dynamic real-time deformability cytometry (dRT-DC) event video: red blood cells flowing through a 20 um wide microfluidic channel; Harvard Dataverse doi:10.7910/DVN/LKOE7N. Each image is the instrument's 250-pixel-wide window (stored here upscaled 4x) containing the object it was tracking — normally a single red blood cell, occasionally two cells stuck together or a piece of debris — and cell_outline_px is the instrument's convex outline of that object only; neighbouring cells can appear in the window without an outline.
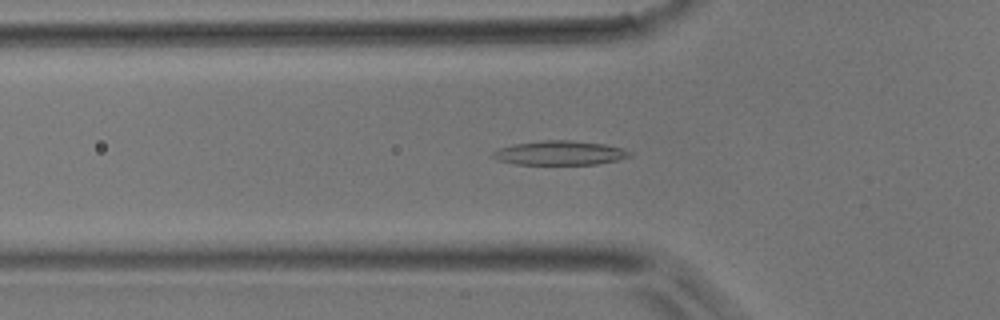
{"species": "common noctule bat (a hibernating species)", "species_latin": "Nyctalus noctula", "temperature_condition": "room temperature", "stored_images_in_passage": 43, "camera_frame_rate_fps": 3000, "um_per_image_px": 0.085, "animal": {"sex": "male", "body_mass_g": 17.9}, "frame": {"image": 1, "passage_image": 16, "time_ms": 5.0, "image_size_px": [1000, 320], "cell_outline_px": [[632, 156], [616, 160], [596, 164], [516, 164], [500, 160], [492, 156], [492, 152], [500, 148], [512, 144], [544, 140], [572, 140], [604, 144], [624, 148], [632, 152]], "centroid_in_image_um": [47.62, 12.99], "position_along_channel_um": 78.2, "area_um2": 19.25}}
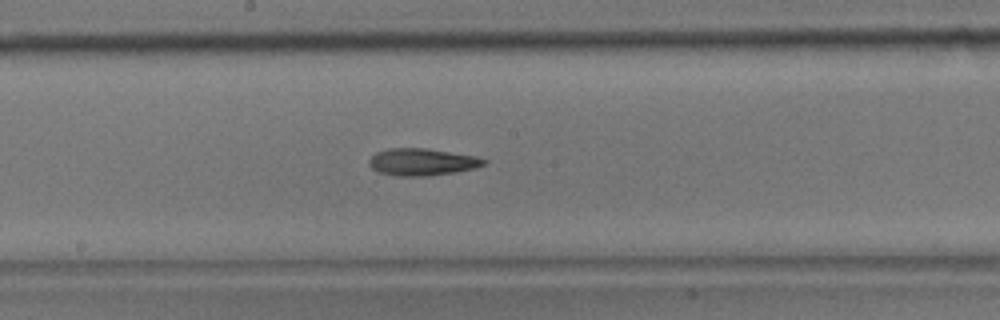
{"frame": {"image": 2, "passage_image": 26, "time_ms": 8.333, "image_size_px": [1000, 320], "cell_outline_px": [[488, 160], [484, 164], [476, 168], [456, 172], [428, 176], [396, 176], [380, 172], [372, 168], [368, 164], [368, 160], [376, 152], [388, 148], [428, 148], [476, 156]], "centroid_in_image_um": [35.88, 13.76], "position_along_channel_um": 212.3, "area_um2": 18.26}}
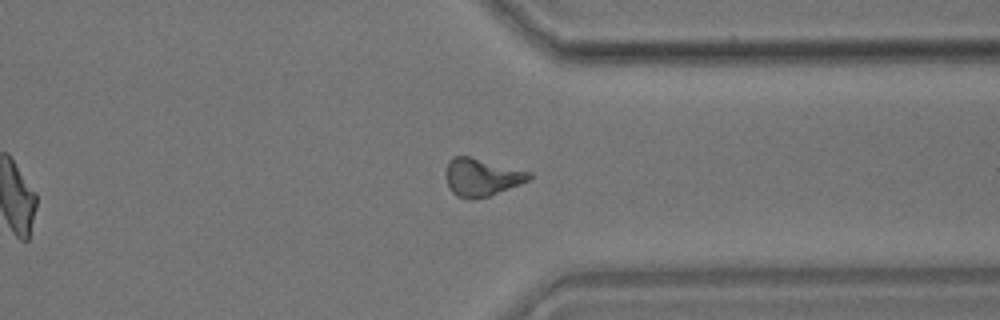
{"frame": {"image": 3, "passage_image": 38, "time_ms": 12.333, "image_size_px": [1000, 320], "cell_outline_px": [[532, 176], [528, 180], [520, 184], [488, 196], [472, 200], [468, 200], [456, 196], [448, 188], [444, 176], [444, 172], [448, 160], [452, 156], [468, 156], [532, 172]], "centroid_in_image_um": [40.87, 15.07], "position_along_channel_um": 370.5, "area_um2": 18.55}}